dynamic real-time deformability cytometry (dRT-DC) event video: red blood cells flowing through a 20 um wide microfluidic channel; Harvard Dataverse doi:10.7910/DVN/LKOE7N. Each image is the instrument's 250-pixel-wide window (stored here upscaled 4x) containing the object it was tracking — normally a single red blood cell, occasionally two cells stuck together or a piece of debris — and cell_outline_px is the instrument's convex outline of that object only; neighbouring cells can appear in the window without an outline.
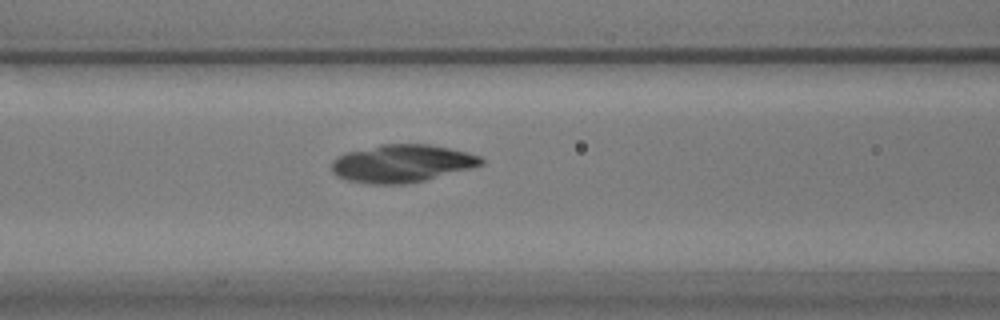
{"species": "common noctule bat (a hibernating species)", "species_latin": "Nyctalus noctula", "temperature_condition": "warm", "stored_images_in_passage": 46, "camera_frame_rate_fps": 3000, "um_per_image_px": 0.085, "animal": {"sex": "male", "body_mass_g": 17.9}, "frame": {"image": 1, "passage_image": 12, "time_ms": 3.667, "image_size_px": [1000, 320], "cell_outline_px": [[484, 164], [472, 168], [424, 180], [404, 184], [368, 184], [348, 180], [336, 176], [332, 172], [332, 160], [336, 156], [348, 152], [380, 144], [428, 144], [448, 148], [480, 156], [484, 160]], "centroid_in_image_um": [34.13, 13.9], "position_along_channel_um": 132.5, "area_um2": 32.77}}
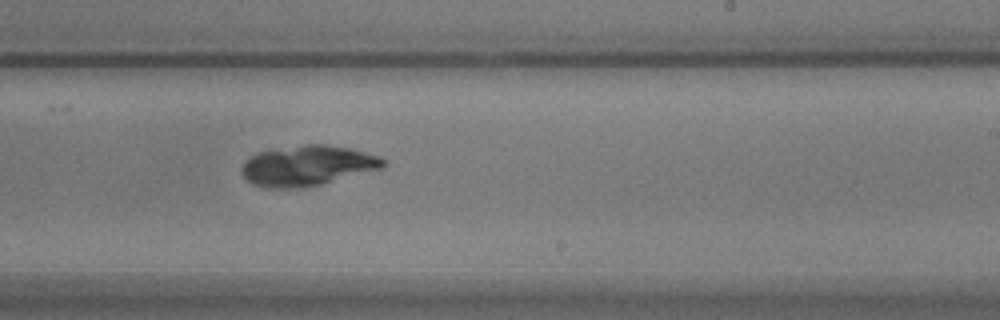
{"frame": {"image": 2, "passage_image": 23, "time_ms": 7.333, "image_size_px": [1000, 320], "cell_outline_px": [[388, 164], [380, 168], [320, 184], [300, 188], [264, 188], [252, 184], [240, 172], [240, 168], [244, 160], [248, 156], [256, 152], [304, 144], [328, 144], [352, 148], [380, 156]], "centroid_in_image_um": [26.08, 14.06], "position_along_channel_um": 262.9, "area_um2": 33.41}}
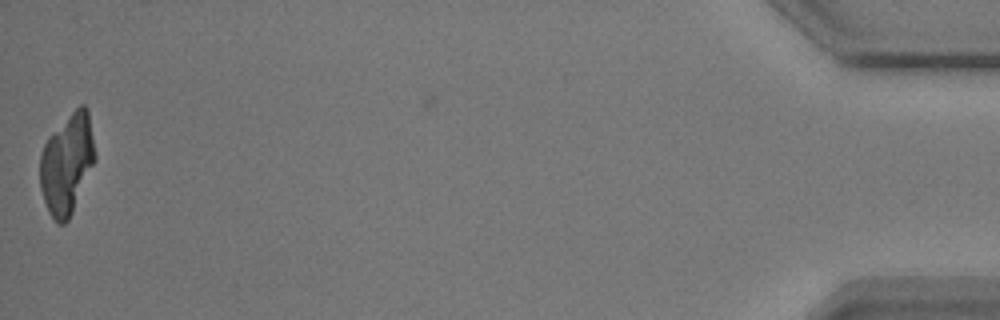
{"frame": {"image": 3, "passage_image": 45, "time_ms": 14.667, "image_size_px": [1000, 320], "cell_outline_px": [[96, 160], [72, 212], [68, 220], [64, 224], [56, 224], [48, 212], [40, 188], [40, 156], [44, 144], [48, 136], [80, 104], [84, 104], [88, 108], [96, 156]], "centroid_in_image_um": [5.69, 13.93], "position_along_channel_um": 429.5, "area_um2": 32.19}}